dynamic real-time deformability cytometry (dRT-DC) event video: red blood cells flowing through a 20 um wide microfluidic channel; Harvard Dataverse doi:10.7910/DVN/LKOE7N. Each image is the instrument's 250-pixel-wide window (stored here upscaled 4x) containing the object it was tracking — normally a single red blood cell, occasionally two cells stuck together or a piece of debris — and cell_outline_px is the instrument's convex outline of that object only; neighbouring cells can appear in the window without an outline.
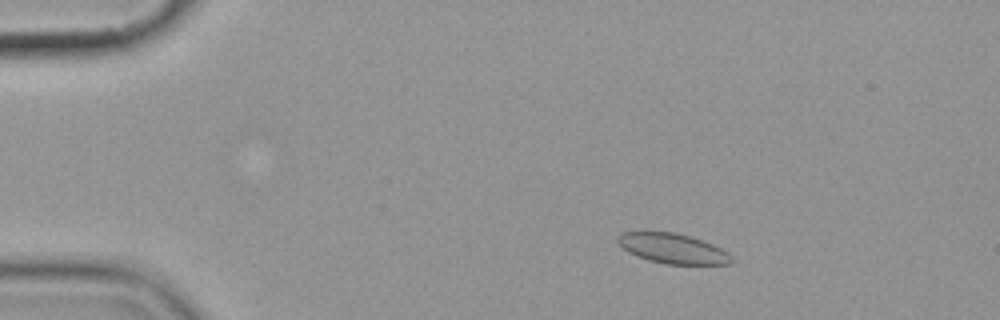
{"species": "common noctule bat (a hibernating species)", "species_latin": "Nyctalus noctula", "temperature_condition": "cold", "stored_images_in_passage": 5, "camera_frame_rate_fps": 3000, "um_per_image_px": 0.085, "animal": {"sex": "female", "body_mass_g": 19.9}, "frame": {"image": 1, "passage_image": 3, "time_ms": 2.333, "image_size_px": [1000, 320], "cell_outline_px": [[732, 264], [668, 264], [648, 260], [636, 256], [628, 252], [616, 240], [616, 236], [620, 232], [672, 232], [688, 236], [712, 244], [728, 252], [732, 256]], "centroid_in_image_um": [57.16, 21.12], "position_along_channel_um": 27.8, "area_um2": 19.71}}